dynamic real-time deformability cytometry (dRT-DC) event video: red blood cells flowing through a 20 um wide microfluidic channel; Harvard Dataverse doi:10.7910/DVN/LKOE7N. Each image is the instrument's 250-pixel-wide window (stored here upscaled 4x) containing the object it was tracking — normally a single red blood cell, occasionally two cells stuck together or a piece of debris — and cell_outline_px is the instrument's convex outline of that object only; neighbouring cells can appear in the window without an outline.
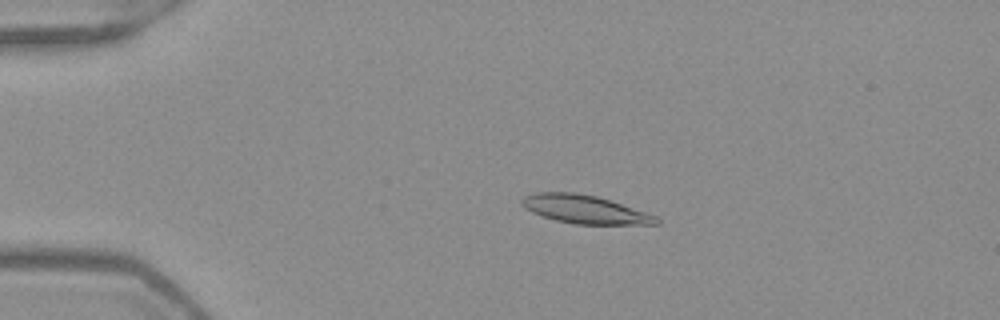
{"species": "Egyptian fruit bat (a non-hibernating species)", "species_latin": "Rousettus aegyptiacus", "temperature_condition": "warm", "stored_images_in_passage": 53, "camera_frame_rate_fps": 3000, "um_per_image_px": 0.085, "frame": {"image": 1, "passage_image": 12, "time_ms": 3.667, "image_size_px": [1000, 320], "cell_outline_px": [[660, 224], [576, 224], [556, 220], [532, 212], [524, 208], [520, 204], [520, 200], [524, 196], [536, 192], [576, 192], [596, 196], [656, 216], [660, 220]], "centroid_in_image_um": [49.65, 17.79], "position_along_channel_um": 35.4, "area_um2": 21.91}}
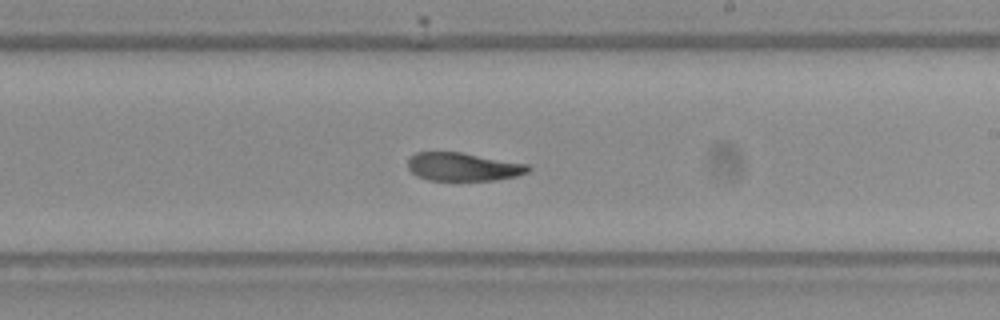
{"frame": {"image": 2, "passage_image": 32, "time_ms": 10.333, "image_size_px": [1000, 320], "cell_outline_px": [[532, 168], [528, 172], [516, 176], [496, 180], [428, 180], [416, 176], [408, 168], [408, 156], [416, 152], [460, 152], [528, 164]], "centroid_in_image_um": [39.34, 14.17], "position_along_channel_um": 249.7, "area_um2": 19.88}}
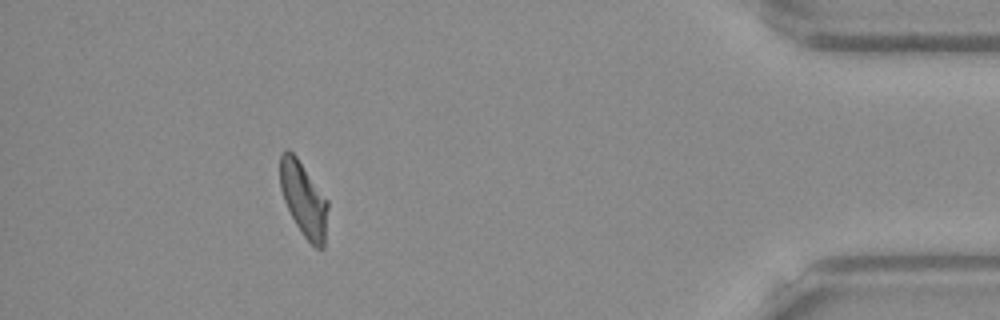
{"frame": {"image": 3, "passage_image": 48, "time_ms": 15.667, "image_size_px": [1000, 320], "cell_outline_px": [[328, 208], [324, 248], [316, 248], [304, 236], [296, 224], [284, 200], [280, 188], [280, 152], [288, 148], [296, 156], [328, 200]], "centroid_in_image_um": [25.81, 16.91], "position_along_channel_um": 409.4, "area_um2": 20.58}, "authors_computed_cell_mechanics": {"area_um2": 21.5594, "velocity_mm_per_s": 3.9488, "shape_relaxation_time_tau1_ms": null, "shape_relaxation_time_tau2_ms": 5.4339, "deformation_change_tau1": null, "deformation_change_tau2": 0.1316}}